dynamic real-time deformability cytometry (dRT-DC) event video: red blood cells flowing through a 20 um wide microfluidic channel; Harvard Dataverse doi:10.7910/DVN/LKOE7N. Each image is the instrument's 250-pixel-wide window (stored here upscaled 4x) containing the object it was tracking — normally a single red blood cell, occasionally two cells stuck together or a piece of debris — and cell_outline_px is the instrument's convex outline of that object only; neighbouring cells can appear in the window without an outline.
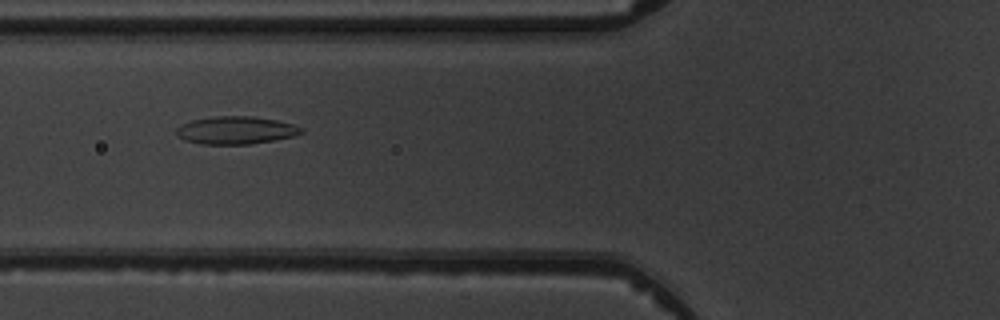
{"species": "common noctule bat (a hibernating species)", "species_latin": "Nyctalus noctula", "temperature_condition": "warm", "stored_images_in_passage": 10, "camera_frame_rate_fps": 3000, "um_per_image_px": 0.085, "animal": {"sex": "male", "body_mass_g": 19.5, "forearm_length_mm": 54.6}, "frame": {"image": 1, "passage_image": 6, "time_ms": 6.0, "image_size_px": [1000, 320], "cell_outline_px": [[304, 132], [296, 136], [248, 144], [200, 144], [184, 140], [176, 132], [176, 128], [180, 124], [192, 120], [216, 116], [252, 116], [276, 120], [292, 124], [304, 128]], "centroid_in_image_um": [20.06, 11.07], "position_along_channel_um": 105.7, "area_um2": 20.17}}
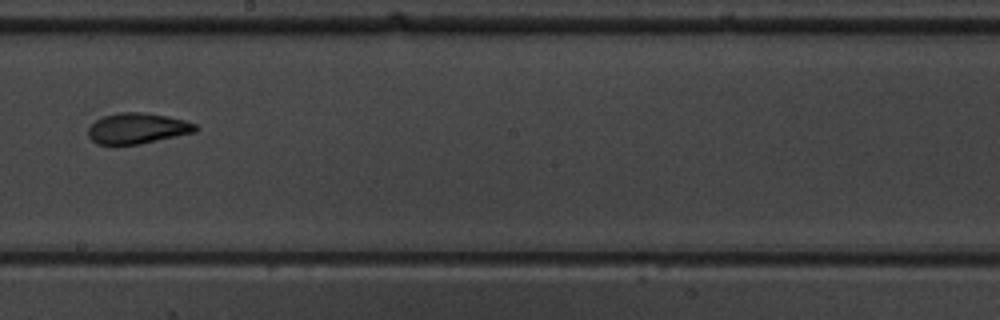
{"frame": {"image": 2, "passage_image": 9, "time_ms": 9.333, "image_size_px": [1000, 320], "cell_outline_px": [[200, 128], [196, 132], [140, 144], [96, 144], [88, 136], [88, 128], [96, 120], [104, 116], [120, 112], [140, 112], [168, 116], [184, 120], [196, 124]], "centroid_in_image_um": [11.7, 10.91], "position_along_channel_um": 236.5, "area_um2": 19.19}}
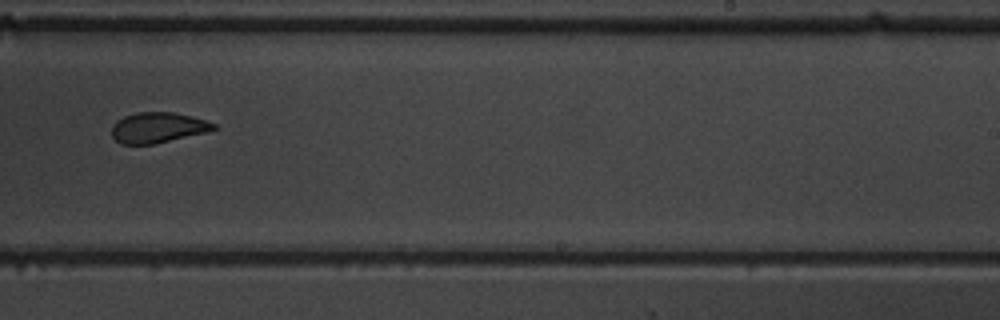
{"frame": {"image": 3, "passage_image": 10, "time_ms": 10.333, "image_size_px": [1000, 320], "cell_outline_px": [[216, 128], [208, 132], [152, 144], [120, 144], [112, 136], [112, 124], [116, 120], [124, 116], [136, 112], [172, 112], [192, 116], [216, 124]], "centroid_in_image_um": [13.39, 10.84], "position_along_channel_um": 275.6, "area_um2": 18.09}}